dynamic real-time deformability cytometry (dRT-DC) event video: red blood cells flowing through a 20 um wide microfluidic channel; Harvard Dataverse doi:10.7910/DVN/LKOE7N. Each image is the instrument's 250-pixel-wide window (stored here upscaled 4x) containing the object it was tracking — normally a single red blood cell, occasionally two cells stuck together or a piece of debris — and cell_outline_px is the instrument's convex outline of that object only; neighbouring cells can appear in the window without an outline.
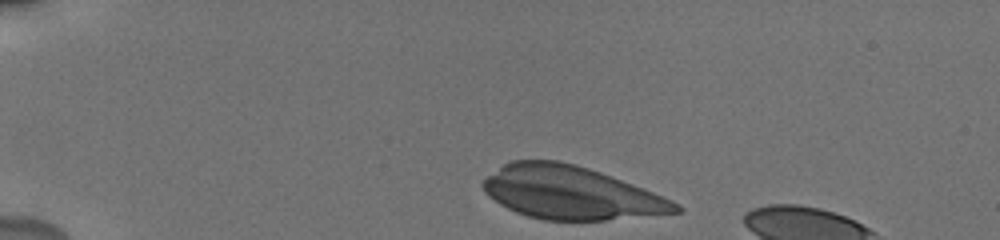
{"species": "human", "species_latin": "Homo sapiens", "temperature_condition": "cold", "stored_images_in_passage": 22, "camera_frame_rate_fps": 3000, "um_per_image_px": 0.085, "donor": {"sex": "male"}, "frame": {"image": 1, "passage_image": 1, "time_ms": 0.0, "image_size_px": [1000, 240], "cell_outline_px": [[684, 212], [604, 220], [544, 220], [528, 216], [516, 212], [500, 204], [488, 196], [484, 192], [480, 184], [488, 176], [504, 164], [512, 160], [560, 160], [576, 164], [600, 172], [632, 184], [672, 200], [680, 204], [684, 208]], "centroid_in_image_um": [48.51, 16.38], "position_along_channel_um": 36.5, "area_um2": 59.36}}